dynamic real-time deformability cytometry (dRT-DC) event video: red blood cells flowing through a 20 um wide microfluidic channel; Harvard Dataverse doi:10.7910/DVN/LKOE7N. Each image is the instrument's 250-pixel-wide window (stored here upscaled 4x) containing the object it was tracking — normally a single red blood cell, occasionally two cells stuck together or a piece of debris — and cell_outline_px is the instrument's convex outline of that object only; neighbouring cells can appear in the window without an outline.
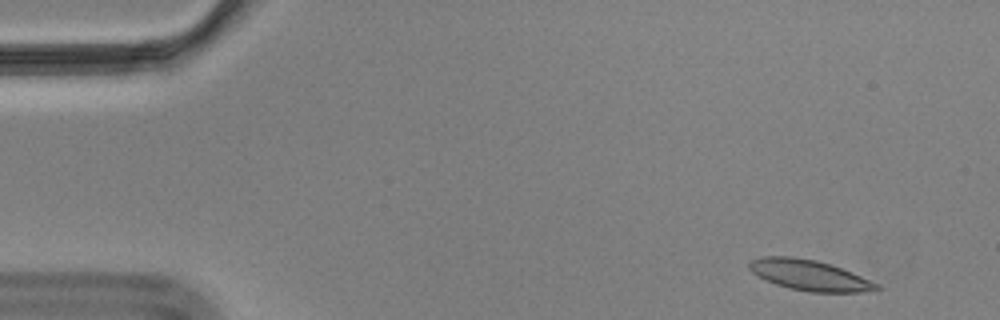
{"species": "Egyptian fruit bat (a non-hibernating species)", "species_latin": "Rousettus aegyptiacus", "temperature_condition": "cold", "stored_images_in_passage": 47, "camera_frame_rate_fps": 3000, "um_per_image_px": 0.085, "animal": {"sex": "male"}, "frame": {"image": 1, "passage_image": 3, "time_ms": 0.667, "image_size_px": [1000, 320], "cell_outline_px": [[884, 288], [860, 292], [808, 292], [788, 288], [776, 284], [752, 272], [748, 268], [748, 264], [752, 260], [764, 256], [792, 256], [816, 260], [852, 272], [880, 284]], "centroid_in_image_um": [68.83, 23.39], "position_along_channel_um": 16.2, "area_um2": 22.54}}
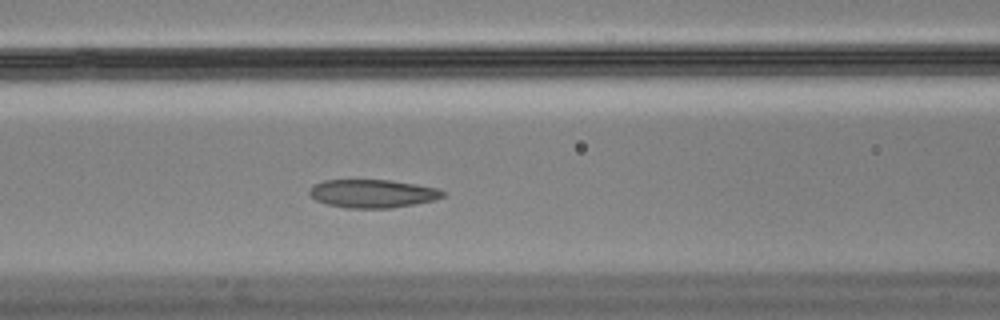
{"frame": {"image": 2, "passage_image": 22, "time_ms": 7.0, "image_size_px": [1000, 320], "cell_outline_px": [[448, 192], [444, 196], [432, 200], [412, 204], [388, 208], [348, 208], [328, 204], [316, 200], [308, 192], [312, 184], [324, 180], [392, 180], [440, 188]], "centroid_in_image_um": [31.68, 16.44], "position_along_channel_um": 134.9, "area_um2": 21.96}}
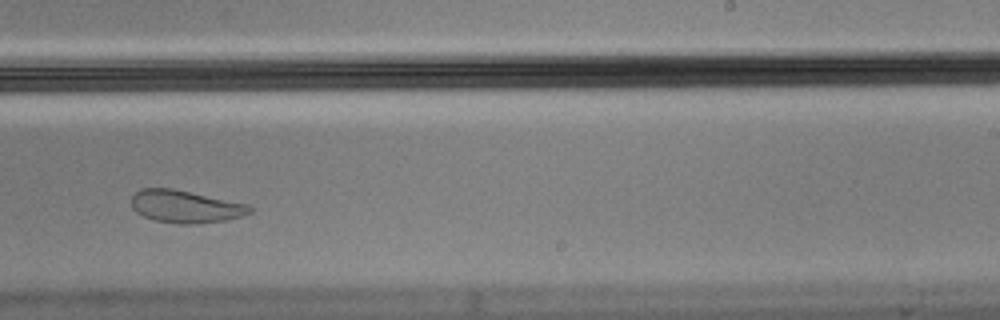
{"frame": {"image": 3, "passage_image": 34, "time_ms": 11.0, "image_size_px": [1000, 320], "cell_outline_px": [[252, 212], [240, 216], [224, 220], [196, 224], [180, 224], [152, 220], [136, 212], [132, 208], [132, 196], [136, 192], [144, 188], [172, 188], [248, 204], [252, 208]], "centroid_in_image_um": [15.74, 17.56], "position_along_channel_um": 273.3, "area_um2": 22.31}, "authors_computed_cell_mechanics": {"area_um2": 22.7732, "velocity_mm_per_s": 3.4651, "shape_relaxation_time_tau1_ms": null, "shape_relaxation_time_tau2_ms": 1.8558, "deformation_change_tau1": null, "deformation_change_tau2": 0.0592}}